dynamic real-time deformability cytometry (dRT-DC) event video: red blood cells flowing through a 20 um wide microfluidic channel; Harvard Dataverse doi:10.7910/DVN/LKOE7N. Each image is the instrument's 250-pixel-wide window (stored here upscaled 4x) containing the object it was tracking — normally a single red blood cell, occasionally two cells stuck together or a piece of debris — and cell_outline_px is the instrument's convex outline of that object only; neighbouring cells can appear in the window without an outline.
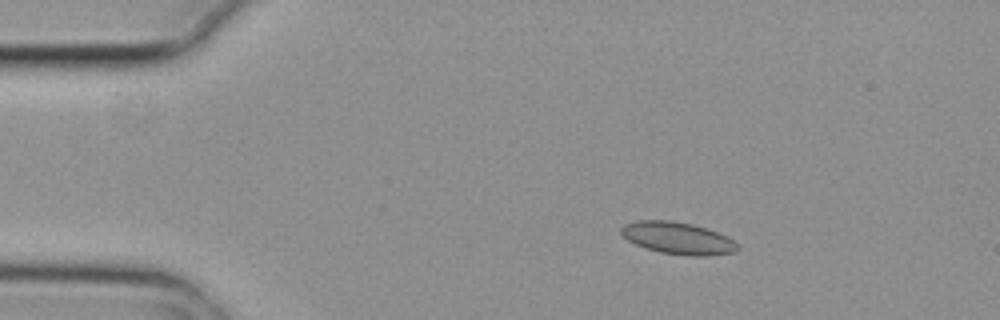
{"species": "common noctule bat (a hibernating species)", "species_latin": "Nyctalus noctula", "temperature_condition": "cold", "stored_images_in_passage": 5, "camera_frame_rate_fps": 3000, "um_per_image_px": 0.085, "animal": {"sex": "female", "body_mass_g": 29.2, "forearm_length_mm": 56.3}, "frame": {"image": 1, "passage_image": 3, "time_ms": 0.667, "image_size_px": [1000, 320], "cell_outline_px": [[740, 248], [736, 252], [708, 256], [688, 256], [660, 252], [644, 248], [628, 240], [620, 232], [620, 228], [624, 224], [636, 220], [672, 220], [692, 224], [728, 236], [740, 244]], "centroid_in_image_um": [57.64, 20.25], "position_along_channel_um": 27.4, "area_um2": 22.02}}
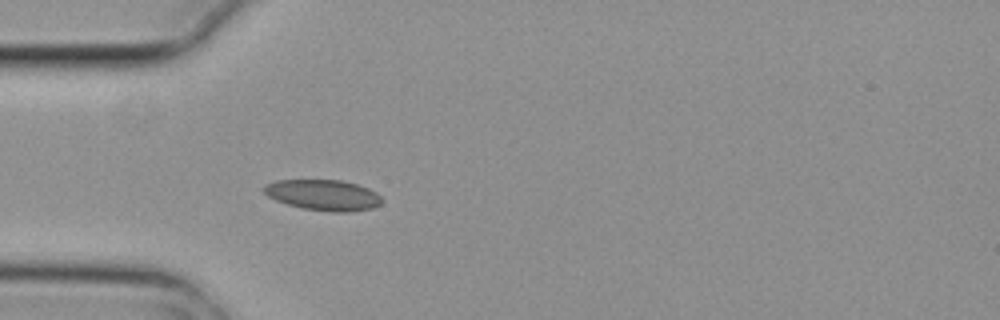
{"frame": {"image": 2, "passage_image": 5, "time_ms": 1.333, "image_size_px": [1000, 320], "cell_outline_px": [[384, 200], [380, 204], [372, 208], [348, 212], [332, 212], [304, 208], [288, 204], [276, 200], [268, 196], [260, 188], [264, 184], [276, 180], [340, 180], [356, 184], [368, 188], [376, 192]], "centroid_in_image_um": [27.46, 16.57], "position_along_channel_um": 57.5, "area_um2": 21.15}}